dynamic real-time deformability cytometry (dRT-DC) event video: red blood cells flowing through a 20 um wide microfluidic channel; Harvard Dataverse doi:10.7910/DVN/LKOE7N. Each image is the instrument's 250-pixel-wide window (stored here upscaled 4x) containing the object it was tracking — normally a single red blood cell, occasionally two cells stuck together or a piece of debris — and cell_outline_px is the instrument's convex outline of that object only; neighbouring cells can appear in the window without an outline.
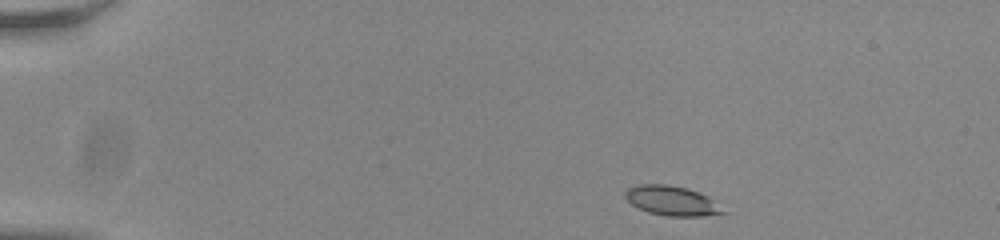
{"species": "common noctule bat (a hibernating species)", "species_latin": "Nyctalus noctula", "temperature_condition": "room temperature", "stored_images_in_passage": 46, "camera_frame_rate_fps": 3000, "um_per_image_px": 0.085, "animal": {"sex": "male", "body_mass_g": 20.0, "forearm_length_mm": 53.3}, "frame": {"image": 1, "passage_image": 1, "time_ms": 0.0, "image_size_px": [1000, 240], "cell_outline_px": [[728, 212], [704, 216], [668, 216], [648, 212], [632, 204], [624, 196], [624, 192], [628, 188], [636, 184], [668, 184], [688, 188], [700, 192], [708, 196]], "centroid_in_image_um": [57.12, 17.05], "position_along_channel_um": 27.9, "area_um2": 16.99}}
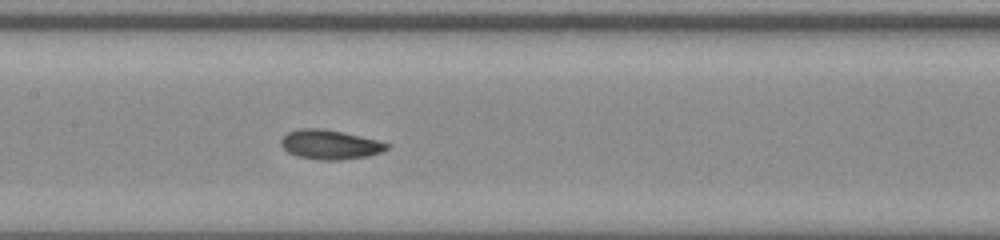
{"frame": {"image": 2, "passage_image": 20, "time_ms": 6.333, "image_size_px": [1000, 240], "cell_outline_px": [[388, 148], [380, 152], [368, 156], [340, 160], [320, 160], [296, 156], [288, 152], [280, 144], [280, 140], [288, 132], [300, 128], [324, 128], [376, 140], [388, 144]], "centroid_in_image_um": [27.99, 12.29], "position_along_channel_um": 179.4, "area_um2": 17.98}}
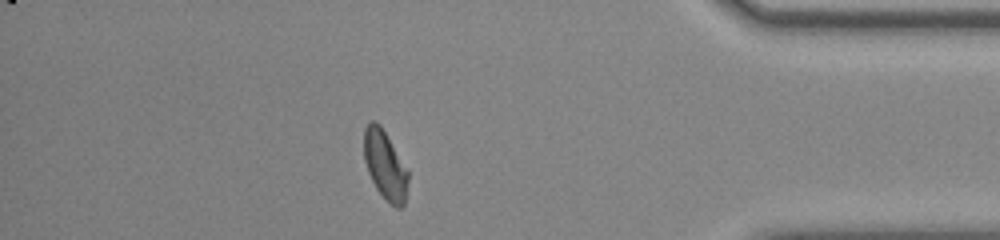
{"frame": {"image": 3, "passage_image": 40, "time_ms": 13.0, "image_size_px": [1000, 240], "cell_outline_px": [[408, 180], [404, 204], [400, 208], [396, 208], [376, 188], [368, 172], [364, 160], [364, 128], [372, 120], [376, 120], [380, 124], [408, 168]], "centroid_in_image_um": [32.73, 13.99], "position_along_channel_um": 402.5, "area_um2": 17.63}, "authors_computed_cell_mechanics": {"area_um2": 17.5712, "velocity_mm_per_s": 3.8072, "shape_relaxation_time_tau1_ms": 9.871, "shape_relaxation_time_tau2_ms": 3.2912, "deformation_change_tau1": 0.1775, "deformation_change_tau2": 0.079}}